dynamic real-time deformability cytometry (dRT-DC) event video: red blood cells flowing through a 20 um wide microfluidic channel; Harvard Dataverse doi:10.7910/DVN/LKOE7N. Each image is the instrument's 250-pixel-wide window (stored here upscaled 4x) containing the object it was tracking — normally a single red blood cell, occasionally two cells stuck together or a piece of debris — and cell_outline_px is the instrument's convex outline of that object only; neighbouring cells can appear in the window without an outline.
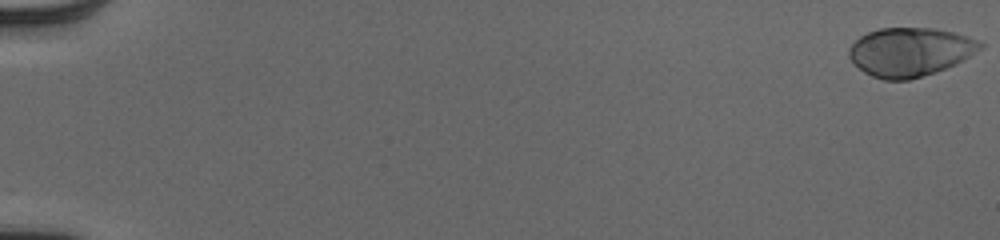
{"species": "human", "species_latin": "Homo sapiens", "temperature_condition": "cold", "stored_images_in_passage": 53, "camera_frame_rate_fps": 3000, "um_per_image_px": 0.085, "donor": {"sex": "male"}, "frame": {"image": 1, "passage_image": 1, "time_ms": 0.0, "image_size_px": [1000, 240], "cell_outline_px": [[984, 48], [964, 60], [956, 64], [936, 72], [908, 80], [884, 80], [872, 76], [864, 72], [848, 56], [848, 48], [860, 36], [868, 32], [880, 28], [936, 28], [956, 32], [968, 36], [984, 44]], "centroid_in_image_um": [77.39, 4.4], "position_along_channel_um": 7.6, "area_um2": 37.45}}
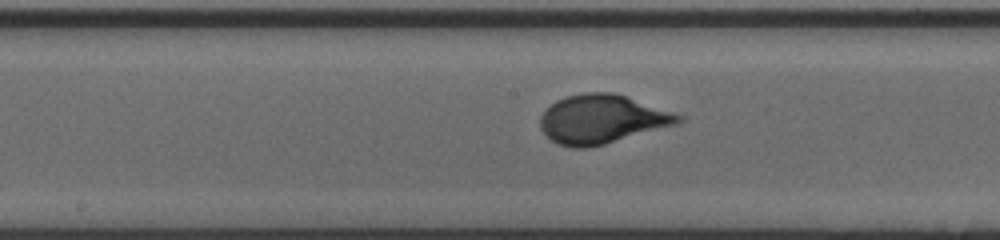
{"frame": {"image": 2, "passage_image": 30, "time_ms": 9.667, "image_size_px": [1000, 240], "cell_outline_px": [[684, 120], [680, 124], [604, 144], [588, 148], [572, 148], [560, 144], [552, 140], [540, 128], [540, 116], [556, 100], [564, 96], [584, 92], [612, 92], [628, 96], [684, 116]], "centroid_in_image_um": [51.2, 10.12], "position_along_channel_um": 197.0, "area_um2": 39.48}}
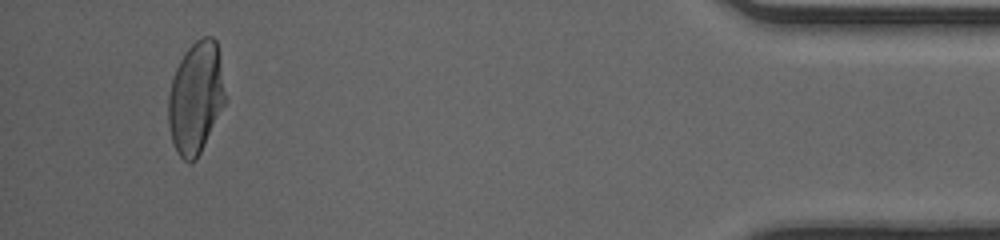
{"frame": {"image": 3, "passage_image": 51, "time_ms": 16.667, "image_size_px": [1000, 240], "cell_outline_px": [[228, 100], [196, 160], [188, 164], [180, 156], [172, 140], [168, 124], [168, 96], [172, 80], [176, 68], [184, 52], [196, 40], [204, 36], [212, 36], [216, 40]], "centroid_in_image_um": [16.67, 8.3], "position_along_channel_um": 418.5, "area_um2": 37.45}, "authors_computed_cell_mechanics": {"area_um2": 37.2232, "velocity_mm_per_s": 4.0232, "shape_relaxation_time_tau1_ms": 2.6725, "shape_relaxation_time_tau2_ms": null, "deformation_change_tau1": 0.1677, "deformation_change_tau2": null}}